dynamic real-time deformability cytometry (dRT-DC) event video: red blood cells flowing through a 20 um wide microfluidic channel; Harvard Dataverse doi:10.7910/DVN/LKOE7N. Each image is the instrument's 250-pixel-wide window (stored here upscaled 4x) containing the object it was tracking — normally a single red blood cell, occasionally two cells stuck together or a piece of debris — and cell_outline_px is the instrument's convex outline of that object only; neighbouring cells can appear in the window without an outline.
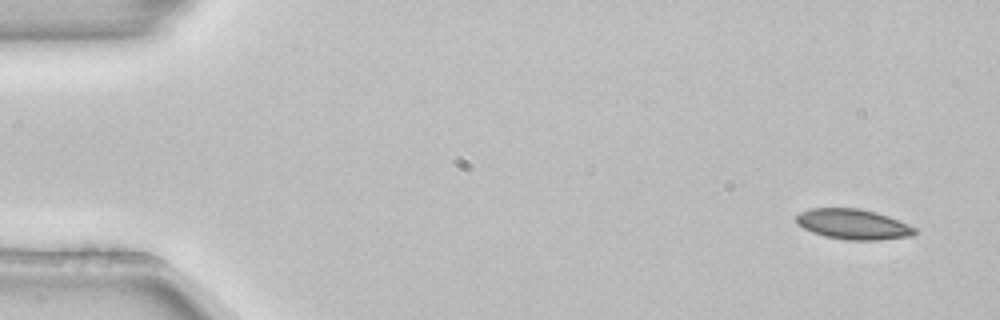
{"species": "common noctule bat (a hibernating species)", "species_latin": "Nyctalus noctula", "temperature_condition": "room temperature", "stored_images_in_passage": 3, "camera_frame_rate_fps": 3000, "um_per_image_px": 0.085, "animal": {"sex": "female", "body_mass_g": 22.7, "forearm_length_mm": 54.2}, "frame": {"image": 1, "passage_image": 1, "time_ms": 0.0, "image_size_px": [1000, 320], "cell_outline_px": [[920, 232], [912, 236], [880, 240], [848, 240], [824, 236], [812, 232], [804, 228], [796, 220], [796, 216], [800, 212], [808, 208], [860, 208], [876, 212], [888, 216], [916, 228]], "centroid_in_image_um": [72.55, 19.06], "position_along_channel_um": 12.5, "area_um2": 20.98}}
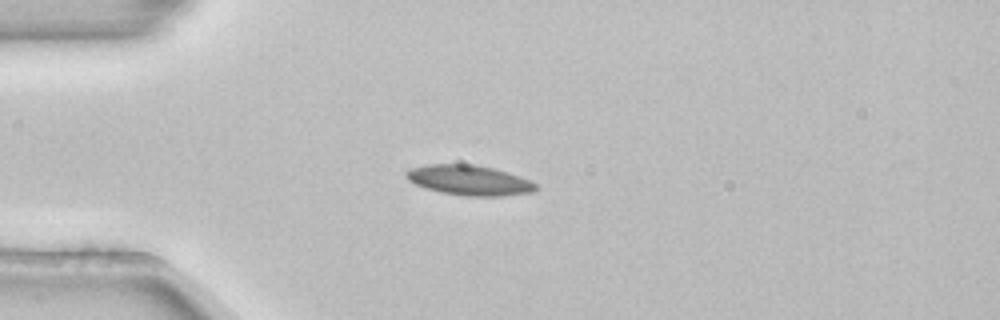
{"frame": {"image": 2, "passage_image": 3, "time_ms": 0.667, "image_size_px": [1000, 320], "cell_outline_px": [[540, 188], [532, 192], [500, 196], [464, 196], [440, 192], [424, 188], [408, 180], [404, 176], [404, 172], [412, 168], [428, 164], [468, 164], [492, 168], [508, 172], [520, 176], [536, 184]], "centroid_in_image_um": [39.87, 15.32], "position_along_channel_um": 45.1, "area_um2": 22.72}}